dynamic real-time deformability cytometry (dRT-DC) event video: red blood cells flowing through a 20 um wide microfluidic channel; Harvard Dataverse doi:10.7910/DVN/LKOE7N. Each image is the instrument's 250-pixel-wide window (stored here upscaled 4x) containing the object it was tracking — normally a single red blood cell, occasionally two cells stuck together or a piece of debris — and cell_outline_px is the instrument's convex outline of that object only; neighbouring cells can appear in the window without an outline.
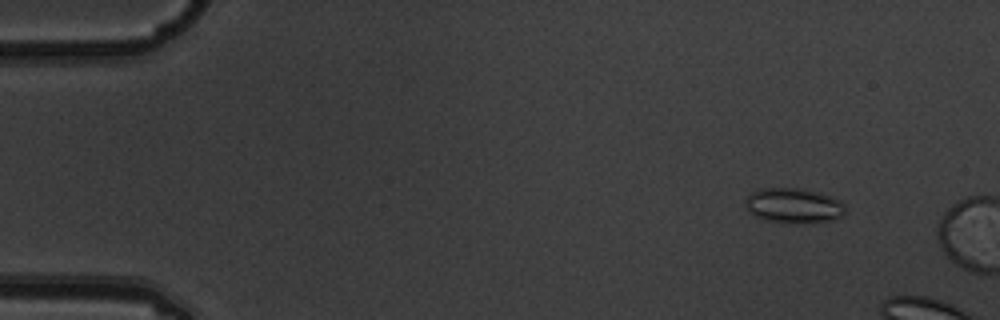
{"species": "common noctule bat (a hibernating species)", "species_latin": "Nyctalus noctula", "temperature_condition": "warm", "stored_images_in_passage": 3, "camera_frame_rate_fps": 3000, "um_per_image_px": 0.085, "animal": {"sex": "male", "body_mass_g": 19.5, "forearm_length_mm": 54.6}, "frame": {"image": 1, "passage_image": 2, "time_ms": 0.333, "image_size_px": [1000, 320], "cell_outline_px": [[844, 212], [840, 216], [832, 220], [768, 220], [756, 216], [744, 204], [744, 200], [752, 192], [760, 188], [796, 188], [828, 196], [840, 200], [844, 204]], "centroid_in_image_um": [67.41, 17.42], "position_along_channel_um": 17.6, "area_um2": 19.02}}